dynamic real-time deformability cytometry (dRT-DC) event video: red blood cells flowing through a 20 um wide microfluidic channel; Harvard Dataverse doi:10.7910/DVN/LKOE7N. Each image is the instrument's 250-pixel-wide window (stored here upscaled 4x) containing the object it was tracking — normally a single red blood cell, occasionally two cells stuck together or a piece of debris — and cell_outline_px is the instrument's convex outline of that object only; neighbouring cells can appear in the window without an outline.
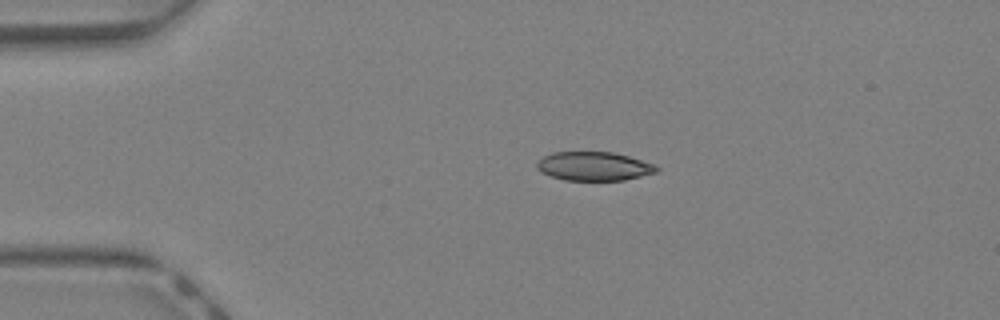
{"species": "Egyptian fruit bat (a non-hibernating species)", "species_latin": "Rousettus aegyptiacus", "temperature_condition": "warm", "stored_images_in_passage": 34, "camera_frame_rate_fps": 3000, "um_per_image_px": 0.085, "animal": {"sex": "female"}, "frame": {"image": 1, "passage_image": 1, "time_ms": 0.0, "image_size_px": [1000, 320], "cell_outline_px": [[660, 168], [656, 172], [624, 180], [564, 180], [540, 172], [536, 168], [536, 164], [544, 156], [552, 152], [612, 152], [628, 156], [656, 164]], "centroid_in_image_um": [50.49, 14.13], "position_along_channel_um": 34.5, "area_um2": 20.06}}
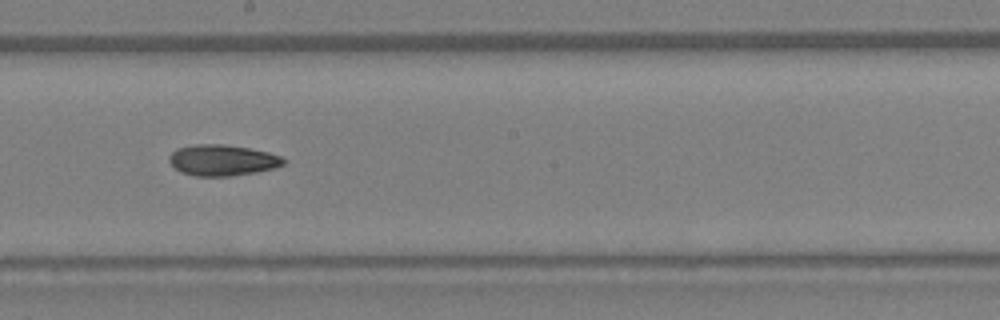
{"frame": {"image": 2, "passage_image": 16, "time_ms": 5.0, "image_size_px": [1000, 320], "cell_outline_px": [[288, 160], [284, 164], [272, 168], [256, 172], [228, 176], [196, 176], [180, 172], [168, 160], [168, 156], [176, 148], [196, 144], [224, 144], [248, 148], [268, 152], [280, 156]], "centroid_in_image_um": [18.89, 13.61], "position_along_channel_um": 229.3, "area_um2": 20.63}}
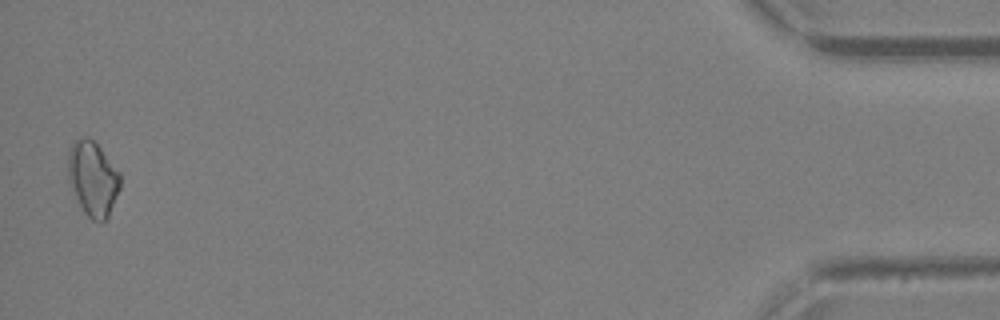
{"frame": {"image": 3, "passage_image": 34, "time_ms": 11.0, "image_size_px": [1000, 320], "cell_outline_px": [[120, 188], [108, 216], [104, 220], [92, 220], [84, 212], [76, 196], [68, 176], [68, 148], [76, 140], [84, 136], [88, 136], [100, 148], [120, 172]], "centroid_in_image_um": [7.89, 15.14], "position_along_channel_um": 427.3, "area_um2": 22.25}}